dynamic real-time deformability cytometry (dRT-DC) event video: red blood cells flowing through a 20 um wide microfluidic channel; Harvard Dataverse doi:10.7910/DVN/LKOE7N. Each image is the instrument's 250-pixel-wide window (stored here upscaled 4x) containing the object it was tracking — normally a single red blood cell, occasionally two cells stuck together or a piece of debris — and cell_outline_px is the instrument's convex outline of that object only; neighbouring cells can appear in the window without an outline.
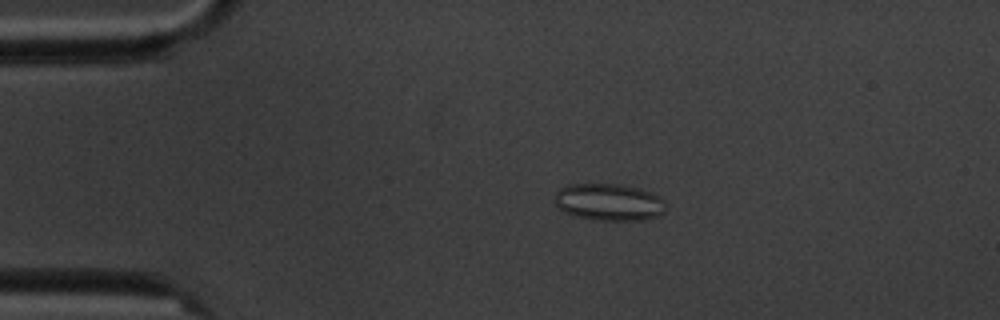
{"species": "common noctule bat (a hibernating species)", "species_latin": "Nyctalus noctula", "temperature_condition": "cold", "stored_images_in_passage": 7, "camera_frame_rate_fps": 3000, "um_per_image_px": 0.085, "animal": {"sex": "male", "body_mass_g": 20.1, "forearm_length_mm": 53.5}, "frame": {"image": 1, "passage_image": 3, "time_ms": 2.333, "image_size_px": [1000, 320], "cell_outline_px": [[664, 212], [656, 216], [640, 220], [596, 220], [576, 216], [564, 212], [552, 200], [556, 192], [560, 188], [568, 184], [620, 184], [652, 192], [660, 196], [664, 200]], "centroid_in_image_um": [51.73, 17.17], "position_along_channel_um": 33.3, "area_um2": 23.99}}
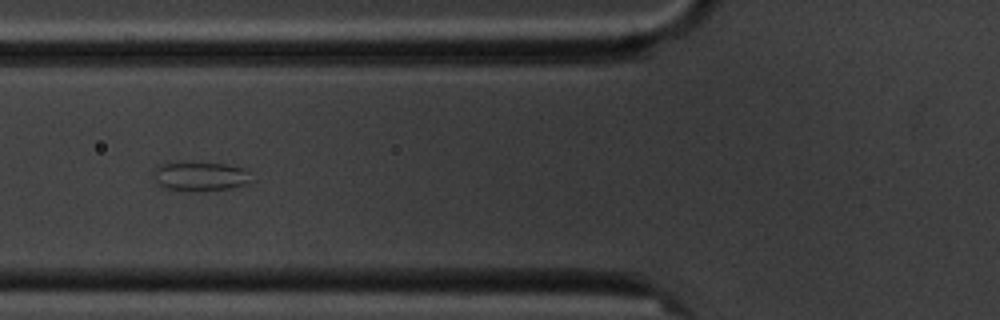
{"frame": {"image": 2, "passage_image": 6, "time_ms": 5.667, "image_size_px": [1000, 320], "cell_outline_px": [[256, 180], [248, 184], [228, 188], [164, 188], [152, 180], [156, 164], [164, 160], [180, 160], [228, 164], [248, 168]], "centroid_in_image_um": [17.03, 14.87], "position_along_channel_um": 108.8, "area_um2": 17.22}}
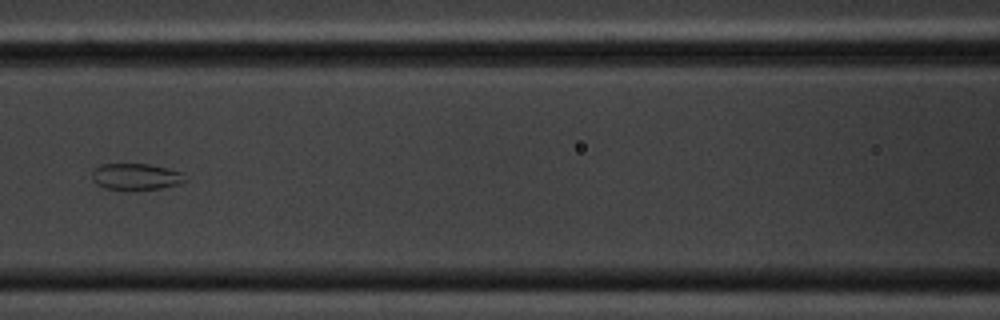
{"frame": {"image": 3, "passage_image": 7, "time_ms": 7.0, "image_size_px": [1000, 320], "cell_outline_px": [[188, 180], [176, 184], [160, 188], [104, 188], [96, 184], [92, 180], [92, 172], [100, 164], [148, 164], [168, 168], [180, 172], [188, 176]], "centroid_in_image_um": [11.56, 14.98], "position_along_channel_um": 155.0, "area_um2": 13.99}}